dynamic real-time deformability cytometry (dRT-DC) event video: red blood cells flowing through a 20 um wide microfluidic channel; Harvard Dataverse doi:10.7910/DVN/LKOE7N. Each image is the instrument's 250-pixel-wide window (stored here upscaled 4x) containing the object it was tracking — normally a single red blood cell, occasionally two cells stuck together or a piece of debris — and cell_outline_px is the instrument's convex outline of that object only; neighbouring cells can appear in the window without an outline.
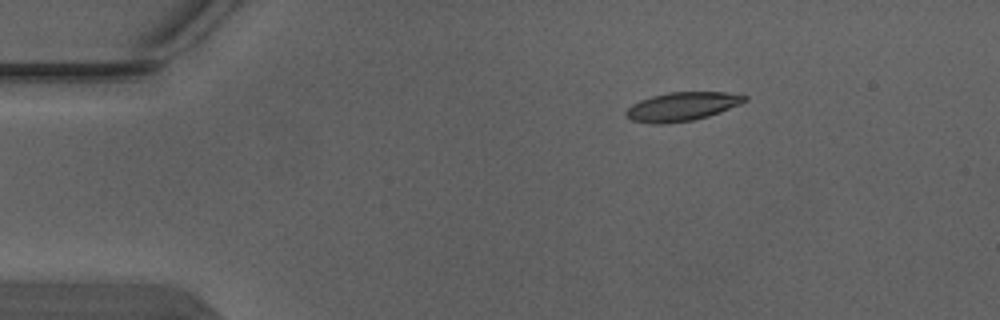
{"species": "Egyptian fruit bat (a non-hibernating species)", "species_latin": "Rousettus aegyptiacus", "temperature_condition": "warm", "stored_images_in_passage": 3, "camera_frame_rate_fps": 3000, "um_per_image_px": 0.085, "animal": {"sex": "male"}, "frame": {"image": 1, "passage_image": 3, "time_ms": 0.667, "image_size_px": [1000, 320], "cell_outline_px": [[748, 100], [740, 104], [720, 112], [708, 116], [692, 120], [664, 124], [652, 124], [632, 120], [624, 112], [632, 104], [640, 100], [652, 96], [668, 92], [724, 92], [748, 96]], "centroid_in_image_um": [57.97, 9.05], "position_along_channel_um": 27.0, "area_um2": 19.77}}